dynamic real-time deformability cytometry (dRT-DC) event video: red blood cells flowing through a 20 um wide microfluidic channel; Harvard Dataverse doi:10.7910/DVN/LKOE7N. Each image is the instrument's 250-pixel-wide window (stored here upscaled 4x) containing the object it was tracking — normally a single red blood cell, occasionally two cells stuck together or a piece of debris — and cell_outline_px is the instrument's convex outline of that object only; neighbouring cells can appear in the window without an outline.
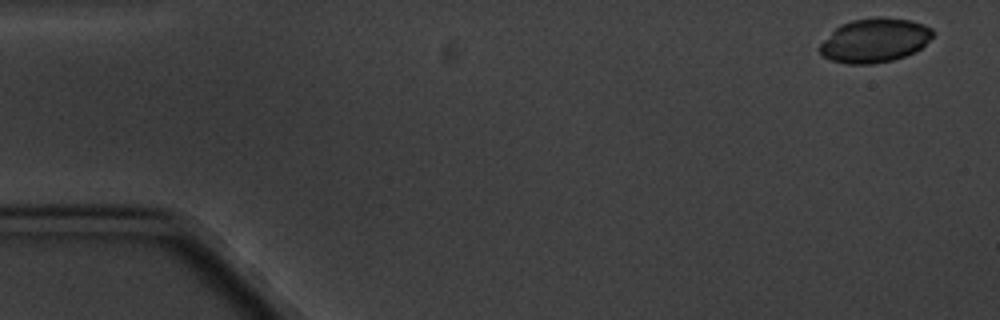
{"species": "common noctule bat (a hibernating species)", "species_latin": "Nyctalus noctula", "temperature_condition": "cold", "stored_images_in_passage": 4, "camera_frame_rate_fps": 3000, "um_per_image_px": 0.085, "animal": {"sex": "male", "body_mass_g": 20.1, "forearm_length_mm": 53.5}, "frame": {"image": 1, "passage_image": 1, "time_ms": 0.0, "image_size_px": [1000, 320], "cell_outline_px": [[932, 36], [916, 52], [892, 60], [872, 64], [848, 64], [832, 60], [824, 56], [820, 52], [820, 44], [840, 24], [852, 20], [912, 20], [924, 24], [932, 28]], "centroid_in_image_um": [74.34, 3.47], "position_along_channel_um": 10.7, "area_um2": 28.03}}